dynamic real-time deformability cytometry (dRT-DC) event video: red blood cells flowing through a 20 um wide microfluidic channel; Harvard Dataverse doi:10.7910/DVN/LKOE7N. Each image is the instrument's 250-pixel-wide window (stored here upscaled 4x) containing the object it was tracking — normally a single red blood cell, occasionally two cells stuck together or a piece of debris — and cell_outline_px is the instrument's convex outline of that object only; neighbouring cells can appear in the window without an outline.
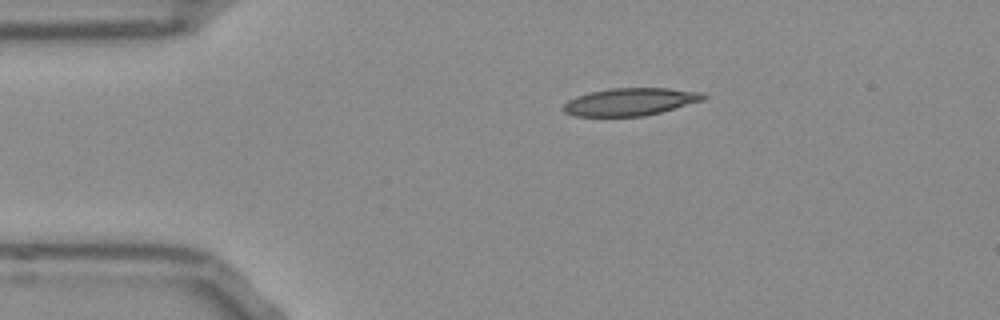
{"species": "Egyptian fruit bat (a non-hibernating species)", "species_latin": "Rousettus aegyptiacus", "temperature_condition": "room temperature", "stored_images_in_passage": 43, "camera_frame_rate_fps": 3000, "um_per_image_px": 0.085, "frame": {"image": 1, "passage_image": 1, "time_ms": 0.0, "image_size_px": [1000, 320], "cell_outline_px": [[708, 96], [704, 100], [660, 112], [644, 116], [576, 116], [564, 112], [560, 108], [568, 100], [576, 96], [592, 92], [612, 88], [668, 88], [704, 92]], "centroid_in_image_um": [53.58, 8.65], "position_along_channel_um": 31.4, "area_um2": 22.48}}
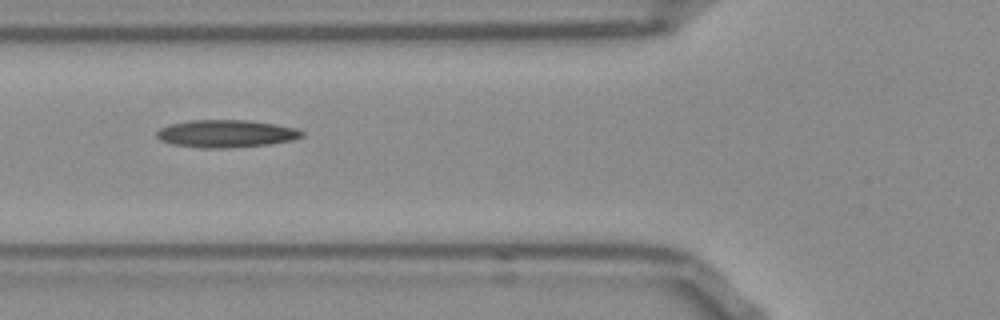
{"frame": {"image": 2, "passage_image": 10, "time_ms": 3.0, "image_size_px": [1000, 320], "cell_outline_px": [[304, 136], [292, 140], [268, 144], [224, 148], [200, 148], [172, 144], [160, 140], [156, 136], [156, 132], [160, 128], [168, 124], [188, 120], [248, 120], [296, 128], [304, 132]], "centroid_in_image_um": [19.17, 11.35], "position_along_channel_um": 106.6, "area_um2": 23.29}}
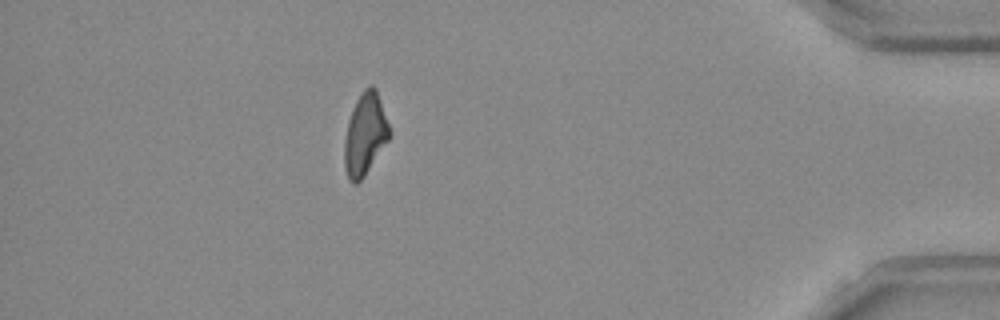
{"frame": {"image": 3, "passage_image": 37, "time_ms": 12.0, "image_size_px": [1000, 320], "cell_outline_px": [[388, 140], [364, 176], [356, 184], [352, 184], [348, 180], [344, 168], [344, 144], [348, 120], [352, 108], [360, 92], [368, 84], [372, 84], [376, 88], [388, 124]], "centroid_in_image_um": [30.99, 11.4], "position_along_channel_um": 404.2, "area_um2": 21.33}, "authors_computed_cell_mechanics": {"area_um2": 22.0218, "velocity_mm_per_s": 3.8746, "shape_relaxation_time_tau1_ms": null, "shape_relaxation_time_tau2_ms": 10.9341, "deformation_change_tau1": null, "deformation_change_tau2": 0.2508}}